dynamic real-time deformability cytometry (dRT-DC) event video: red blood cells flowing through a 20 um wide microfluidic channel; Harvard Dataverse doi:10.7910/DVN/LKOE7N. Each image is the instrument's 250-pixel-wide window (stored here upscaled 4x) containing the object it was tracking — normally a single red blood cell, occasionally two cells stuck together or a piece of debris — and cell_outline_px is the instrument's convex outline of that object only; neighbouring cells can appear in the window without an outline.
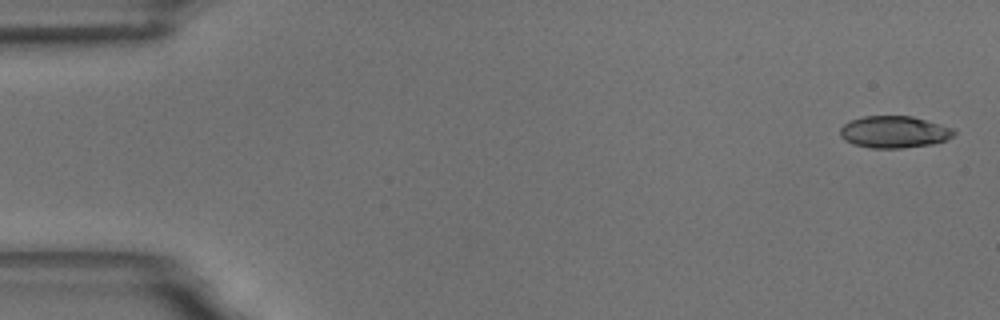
{"species": "common noctule bat (a hibernating species)", "species_latin": "Nyctalus noctula", "temperature_condition": "room temperature", "stored_images_in_passage": 56, "camera_frame_rate_fps": 3000, "um_per_image_px": 0.085, "animal": {"sex": "male", "body_mass_g": 18.8}, "frame": {"image": 1, "passage_image": 1, "time_ms": 0.0, "image_size_px": [1000, 320], "cell_outline_px": [[956, 132], [952, 136], [944, 140], [932, 144], [900, 148], [872, 148], [852, 144], [844, 140], [840, 136], [840, 128], [844, 124], [852, 120], [864, 116], [912, 116], [956, 128]], "centroid_in_image_um": [76.01, 11.21], "position_along_channel_um": 9.0, "area_um2": 21.21}}
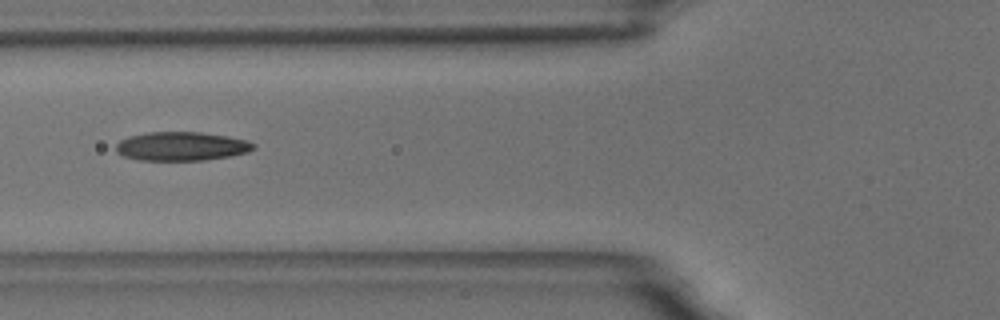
{"frame": {"image": 2, "passage_image": 21, "time_ms": 6.667, "image_size_px": [1000, 320], "cell_outline_px": [[256, 148], [248, 152], [232, 156], [204, 160], [140, 160], [124, 156], [116, 152], [116, 144], [120, 140], [128, 136], [148, 132], [200, 132], [228, 136], [248, 140], [256, 144]], "centroid_in_image_um": [15.46, 12.43], "position_along_channel_um": 110.3, "area_um2": 23.29}}
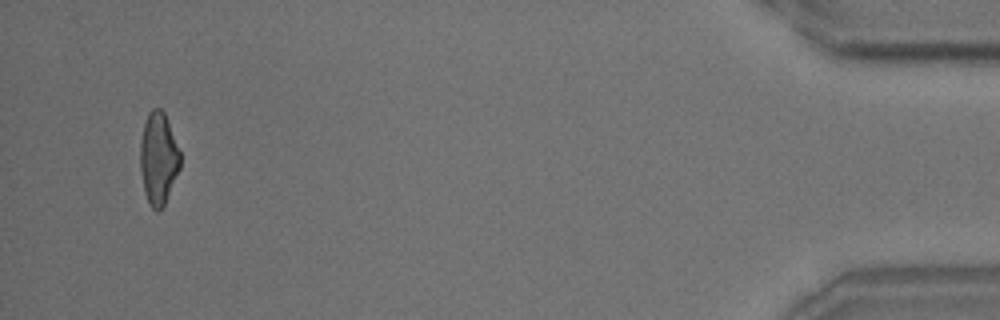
{"frame": {"image": 3, "passage_image": 54, "time_ms": 17.667, "image_size_px": [1000, 320], "cell_outline_px": [[180, 168], [164, 204], [156, 212], [148, 204], [144, 192], [140, 168], [140, 140], [144, 124], [148, 112], [152, 108], [160, 108], [164, 112], [180, 152]], "centroid_in_image_um": [13.44, 13.46], "position_along_channel_um": 421.8, "area_um2": 21.39}, "authors_computed_cell_mechanics": {"area_um2": 22.1663, "velocity_mm_per_s": 3.548, "shape_relaxation_time_tau1_ms": 6.0947, "shape_relaxation_time_tau2_ms": 2.4489, "deformation_change_tau1": 0.1864, "deformation_change_tau2": 0.0972}}